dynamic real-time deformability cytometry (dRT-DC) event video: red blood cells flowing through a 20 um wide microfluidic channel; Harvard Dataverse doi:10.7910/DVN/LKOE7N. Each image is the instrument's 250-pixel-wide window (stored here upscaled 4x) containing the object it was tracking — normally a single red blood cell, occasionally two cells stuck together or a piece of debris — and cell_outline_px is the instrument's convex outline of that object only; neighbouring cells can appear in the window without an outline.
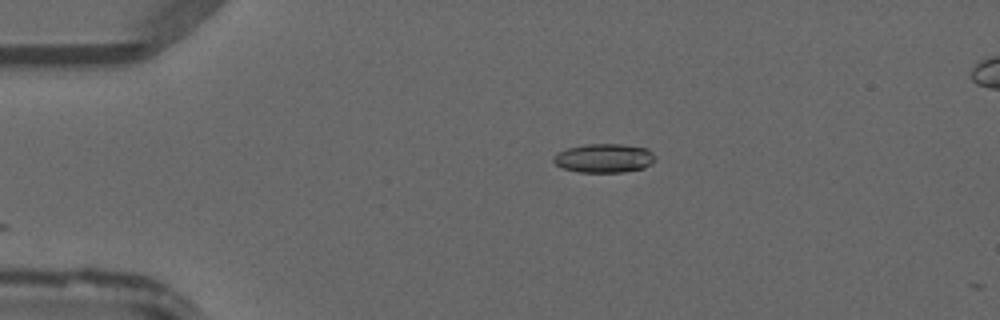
{"species": "common noctule bat (a hibernating species)", "species_latin": "Nyctalus noctula", "temperature_condition": "warm", "stored_images_in_passage": 28, "camera_frame_rate_fps": 3000, "um_per_image_px": 0.085, "animal": {"sex": "male", "forearm_length_mm": 52.5}, "frame": {"image": 1, "passage_image": 1, "time_ms": 0.0, "image_size_px": [1000, 320], "cell_outline_px": [[656, 160], [652, 164], [644, 168], [624, 172], [580, 172], [564, 168], [556, 164], [552, 160], [552, 156], [556, 152], [568, 148], [584, 144], [624, 144], [648, 148], [656, 156]], "centroid_in_image_um": [51.38, 13.43], "position_along_channel_um": 33.6, "area_um2": 17.4}}
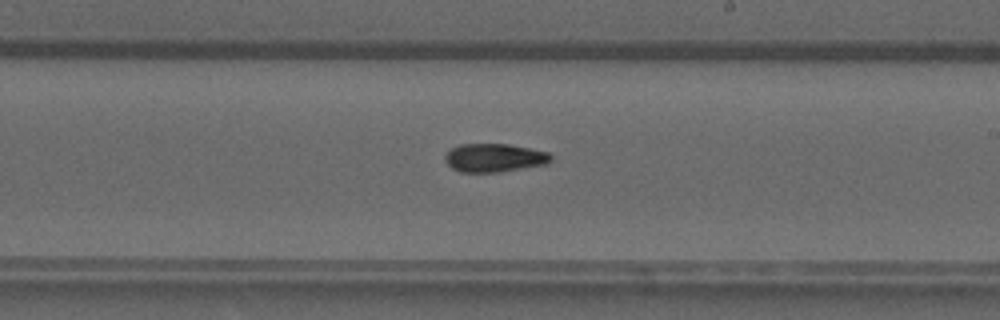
{"frame": {"image": 2, "passage_image": 19, "time_ms": 6.0, "image_size_px": [1000, 320], "cell_outline_px": [[552, 160], [548, 164], [500, 172], [460, 172], [452, 168], [444, 160], [444, 156], [452, 148], [460, 144], [508, 144], [548, 152], [552, 156]], "centroid_in_image_um": [42.03, 13.42], "position_along_channel_um": 247.0, "area_um2": 17.57}}
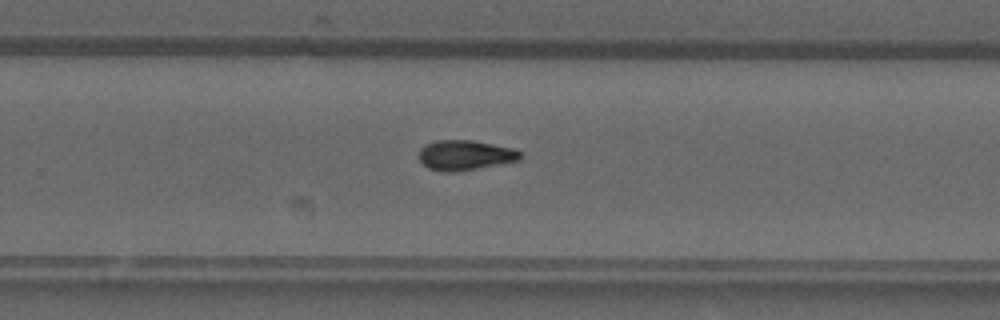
{"frame": {"image": 3, "passage_image": 22, "time_ms": 7.0, "image_size_px": [1000, 320], "cell_outline_px": [[524, 156], [520, 160], [456, 172], [444, 172], [428, 168], [420, 160], [420, 148], [436, 140], [472, 140], [512, 148], [520, 152]], "centroid_in_image_um": [39.55, 13.19], "position_along_channel_um": 290.3, "area_um2": 17.57}}